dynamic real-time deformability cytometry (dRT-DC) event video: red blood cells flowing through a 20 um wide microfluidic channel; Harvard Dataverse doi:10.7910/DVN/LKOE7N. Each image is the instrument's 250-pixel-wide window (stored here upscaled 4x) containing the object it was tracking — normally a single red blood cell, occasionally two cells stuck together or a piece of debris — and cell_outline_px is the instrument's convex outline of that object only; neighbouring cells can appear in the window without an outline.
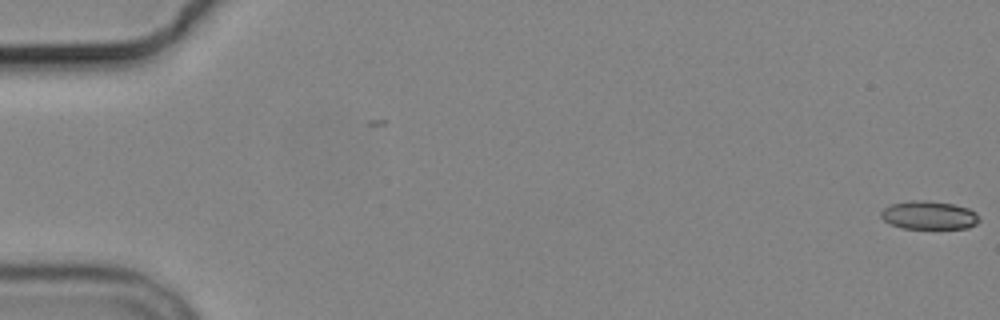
{"species": "common noctule bat (a hibernating species)", "species_latin": "Nyctalus noctula", "temperature_condition": "cold", "stored_images_in_passage": 6, "camera_frame_rate_fps": 3000, "um_per_image_px": 0.085, "animal": {"sex": "male", "body_mass_g": 19.2, "forearm_length_mm": 51.8}, "frame": {"image": 1, "passage_image": 1, "time_ms": 0.0, "image_size_px": [1000, 320], "cell_outline_px": [[980, 220], [976, 224], [968, 228], [900, 228], [884, 220], [880, 216], [880, 212], [884, 208], [892, 204], [912, 200], [924, 200], [952, 204], [968, 208], [976, 212], [980, 216]], "centroid_in_image_um": [78.98, 18.29], "position_along_channel_um": 6.0, "area_um2": 16.18}}
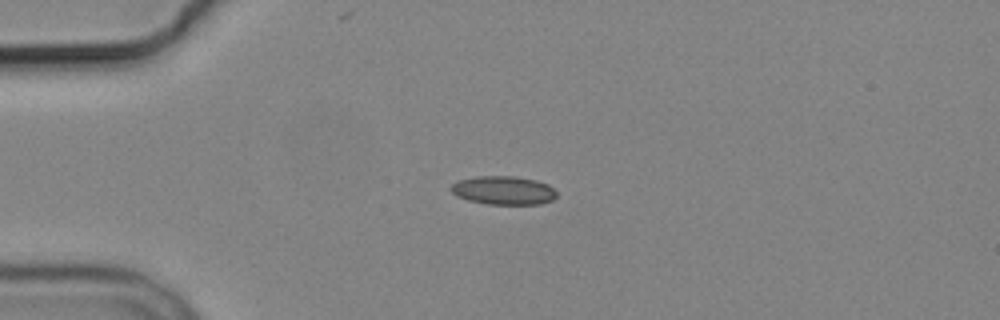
{"frame": {"image": 2, "passage_image": 5, "time_ms": 4.667, "image_size_px": [1000, 320], "cell_outline_px": [[556, 196], [552, 200], [540, 204], [488, 204], [468, 200], [456, 196], [448, 188], [452, 184], [460, 180], [476, 176], [516, 176], [536, 180], [548, 184], [556, 192]], "centroid_in_image_um": [42.78, 16.18], "position_along_channel_um": 42.2, "area_um2": 17.63}}